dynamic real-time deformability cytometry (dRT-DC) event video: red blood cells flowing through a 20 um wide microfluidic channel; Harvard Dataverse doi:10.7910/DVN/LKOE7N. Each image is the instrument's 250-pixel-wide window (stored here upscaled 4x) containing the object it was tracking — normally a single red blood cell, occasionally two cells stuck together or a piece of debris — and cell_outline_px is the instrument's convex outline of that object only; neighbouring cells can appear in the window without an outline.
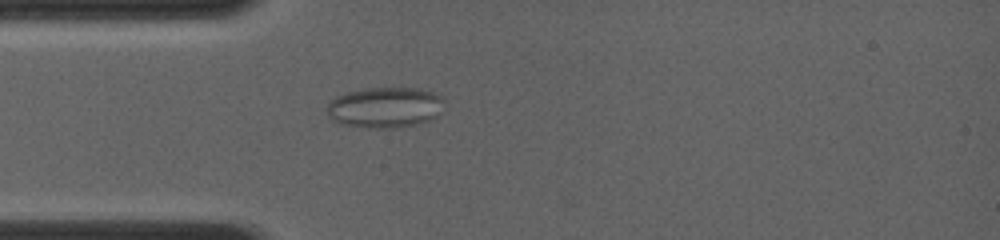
{"species": "common noctule bat (a hibernating species)", "species_latin": "Nyctalus noctula", "temperature_condition": "room temperature", "stored_images_in_passage": 11, "camera_frame_rate_fps": 4000, "um_per_image_px": 0.085, "animal": {"sex": "female", "body_mass_g": 19.0, "forearm_length_mm": 56.7}, "frame": {"image": 1, "passage_image": 11, "time_ms": 3.75, "image_size_px": [1000, 240], "cell_outline_px": [[444, 112], [432, 120], [416, 124], [396, 128], [372, 128], [340, 124], [332, 120], [328, 116], [328, 104], [336, 96], [348, 92], [364, 88], [420, 88], [436, 92], [444, 100]], "centroid_in_image_um": [32.79, 9.13], "position_along_channel_um": 52.2, "area_um2": 28.26}}